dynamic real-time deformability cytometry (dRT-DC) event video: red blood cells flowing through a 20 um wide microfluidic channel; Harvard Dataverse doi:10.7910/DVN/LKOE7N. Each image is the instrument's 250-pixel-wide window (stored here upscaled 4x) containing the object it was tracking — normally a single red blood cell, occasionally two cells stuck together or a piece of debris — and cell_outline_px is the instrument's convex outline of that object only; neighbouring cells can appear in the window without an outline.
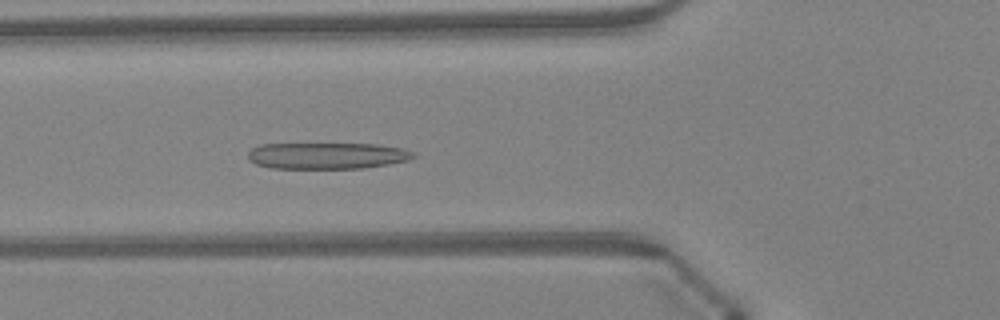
{"species": "Egyptian fruit bat (a non-hibernating species)", "species_latin": "Rousettus aegyptiacus", "temperature_condition": "warm", "stored_images_in_passage": 40, "camera_frame_rate_fps": 3000, "um_per_image_px": 0.085, "animal": {"sex": "female"}, "frame": {"image": 1, "passage_image": 16, "time_ms": 5.0, "image_size_px": [1000, 320], "cell_outline_px": [[416, 156], [408, 160], [388, 164], [364, 168], [268, 168], [256, 164], [248, 160], [248, 152], [252, 148], [260, 144], [376, 144], [404, 148], [416, 152]], "centroid_in_image_um": [27.81, 13.23], "position_along_channel_um": 98.0, "area_um2": 25.61}}
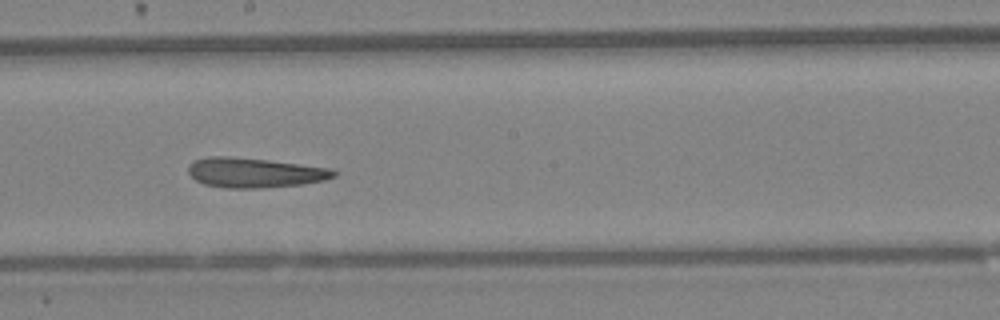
{"frame": {"image": 2, "passage_image": 25, "time_ms": 8.0, "image_size_px": [1000, 320], "cell_outline_px": [[336, 176], [324, 180], [304, 184], [264, 188], [224, 188], [204, 184], [196, 180], [188, 172], [188, 164], [196, 160], [208, 156], [228, 156], [268, 160], [332, 168], [336, 172]], "centroid_in_image_um": [21.64, 14.68], "position_along_channel_um": 226.6, "area_um2": 25.37}}
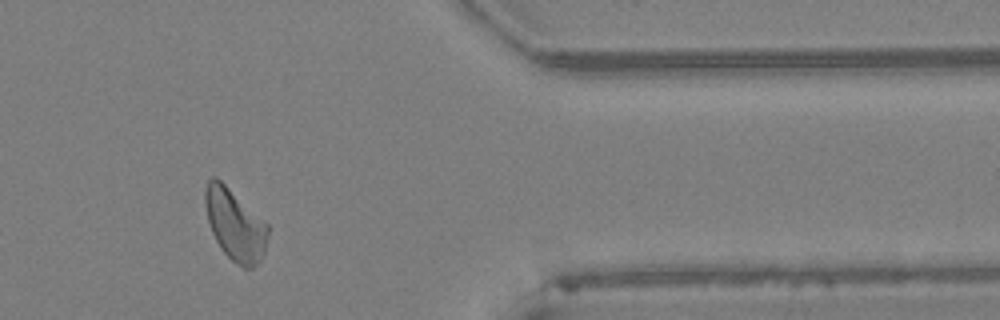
{"frame": {"image": 3, "passage_image": 38, "time_ms": 12.333, "image_size_px": [1000, 320], "cell_outline_px": [[268, 236], [264, 252], [260, 260], [252, 268], [244, 268], [236, 264], [220, 248], [212, 232], [208, 220], [204, 204], [204, 188], [208, 180], [212, 176], [216, 176], [268, 224]], "centroid_in_image_um": [19.96, 19.09], "position_along_channel_um": 391.4, "area_um2": 26.01}, "authors_computed_cell_mechanics": {"area_um2": 26.01, "velocity_mm_per_s": 4.3087, "shape_relaxation_time_tau1_ms": 7.5106, "shape_relaxation_time_tau2_ms": 5.5893, "deformation_change_tau1": 0.1799, "deformation_change_tau2": 0.1744}}